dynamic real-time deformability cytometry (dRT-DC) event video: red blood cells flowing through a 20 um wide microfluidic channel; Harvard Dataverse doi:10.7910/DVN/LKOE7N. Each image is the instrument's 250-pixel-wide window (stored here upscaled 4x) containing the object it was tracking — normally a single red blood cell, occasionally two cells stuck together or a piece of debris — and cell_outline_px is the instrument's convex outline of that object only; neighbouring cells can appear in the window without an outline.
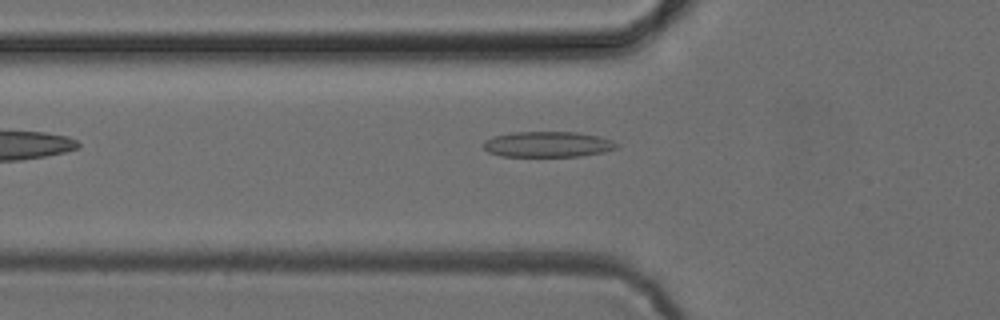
{"species": "common noctule bat (a hibernating species)", "species_latin": "Nyctalus noctula", "temperature_condition": "cold", "stored_images_in_passage": 34, "camera_frame_rate_fps": 3000, "um_per_image_px": 0.085, "animal": {"sex": "female", "body_mass_g": 24.6, "forearm_length_mm": 56.2}, "frame": {"image": 1, "passage_image": 2, "time_ms": 0.333, "image_size_px": [1000, 320], "cell_outline_px": [[620, 148], [604, 152], [580, 156], [500, 156], [488, 152], [484, 148], [484, 140], [492, 136], [512, 132], [576, 132], [600, 136], [612, 140], [620, 144]], "centroid_in_image_um": [46.59, 12.26], "position_along_channel_um": 79.2, "area_um2": 20.11}}
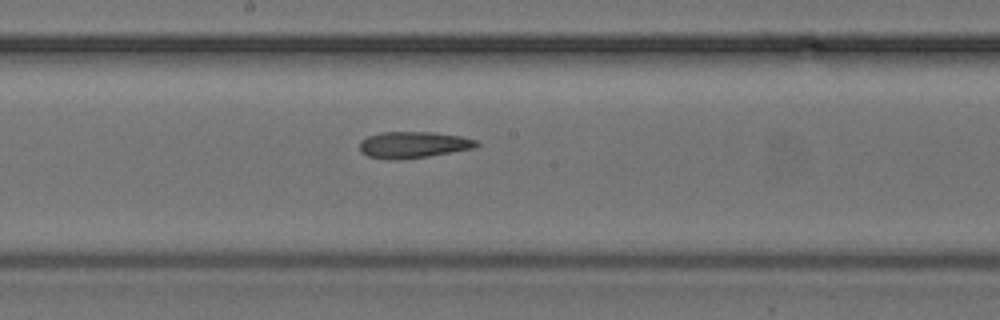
{"frame": {"image": 2, "passage_image": 12, "time_ms": 3.667, "image_size_px": [1000, 320], "cell_outline_px": [[480, 144], [476, 148], [428, 156], [400, 160], [388, 160], [368, 156], [360, 152], [360, 140], [368, 136], [380, 132], [432, 132], [460, 136], [476, 140]], "centroid_in_image_um": [35.11, 12.31], "position_along_channel_um": 213.1, "area_um2": 18.15}}
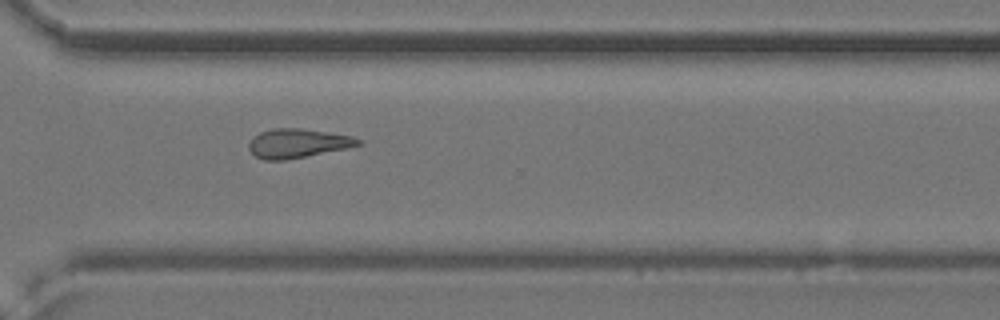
{"frame": {"image": 3, "passage_image": 22, "time_ms": 7.0, "image_size_px": [1000, 320], "cell_outline_px": [[364, 144], [284, 160], [264, 160], [256, 156], [248, 148], [248, 144], [252, 136], [260, 132], [272, 128], [296, 128], [352, 136], [360, 140]], "centroid_in_image_um": [25.23, 12.17], "position_along_channel_um": 345.4, "area_um2": 18.15}}